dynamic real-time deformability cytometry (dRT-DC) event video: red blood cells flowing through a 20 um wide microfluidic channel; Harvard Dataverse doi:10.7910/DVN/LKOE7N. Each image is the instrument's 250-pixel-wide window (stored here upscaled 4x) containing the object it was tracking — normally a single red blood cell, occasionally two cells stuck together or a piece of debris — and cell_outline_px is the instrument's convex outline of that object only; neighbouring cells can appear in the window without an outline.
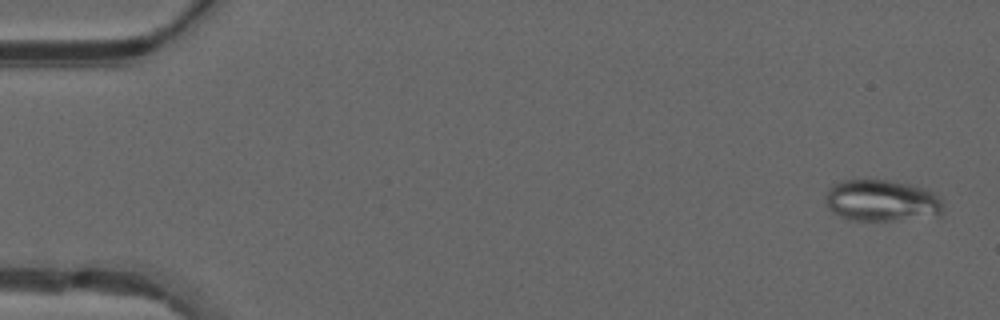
{"species": "common noctule bat (a hibernating species)", "species_latin": "Nyctalus noctula", "temperature_condition": "warm", "stored_images_in_passage": 49, "camera_frame_rate_fps": 3000, "um_per_image_px": 0.085, "animal": {"sex": "male", "forearm_length_mm": 52.5}, "frame": {"image": 1, "passage_image": 2, "time_ms": 0.333, "image_size_px": [1000, 320], "cell_outline_px": [[944, 212], [940, 216], [892, 220], [852, 220], [840, 216], [832, 212], [828, 208], [824, 200], [824, 196], [828, 188], [832, 184], [840, 180], [888, 180], [928, 188], [936, 192], [940, 196]], "centroid_in_image_um": [74.96, 17.04], "position_along_channel_um": 10.0, "area_um2": 29.07}}
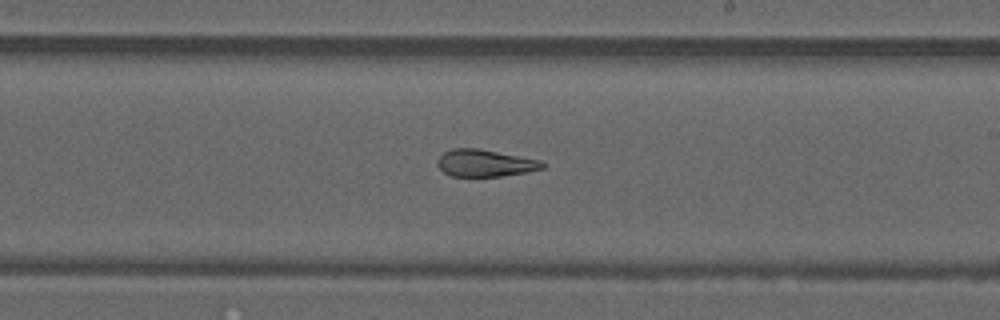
{"frame": {"image": 2, "passage_image": 29, "time_ms": 9.333, "image_size_px": [1000, 320], "cell_outline_px": [[544, 168], [524, 172], [500, 176], [452, 176], [444, 172], [436, 164], [436, 160], [444, 152], [452, 148], [476, 148], [540, 160], [544, 164]], "centroid_in_image_um": [41.17, 13.86], "position_along_channel_um": 247.8, "area_um2": 16.3}}
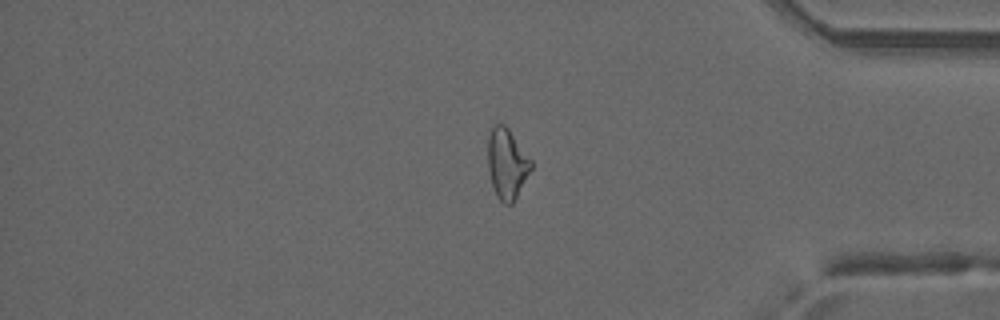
{"frame": {"image": 3, "passage_image": 41, "time_ms": 13.333, "image_size_px": [1000, 320], "cell_outline_px": [[532, 168], [512, 204], [504, 204], [496, 196], [492, 184], [488, 168], [488, 136], [492, 124], [504, 124], [508, 128], [532, 160]], "centroid_in_image_um": [43.08, 13.89], "position_along_channel_um": 392.1, "area_um2": 17.69}, "authors_computed_cell_mechanics": {"area_um2": 19.3052, "velocity_mm_per_s": 4.1974, "shape_relaxation_time_tau1_ms": null, "shape_relaxation_time_tau2_ms": 2.1687, "deformation_change_tau1": null, "deformation_change_tau2": 0.0945}}